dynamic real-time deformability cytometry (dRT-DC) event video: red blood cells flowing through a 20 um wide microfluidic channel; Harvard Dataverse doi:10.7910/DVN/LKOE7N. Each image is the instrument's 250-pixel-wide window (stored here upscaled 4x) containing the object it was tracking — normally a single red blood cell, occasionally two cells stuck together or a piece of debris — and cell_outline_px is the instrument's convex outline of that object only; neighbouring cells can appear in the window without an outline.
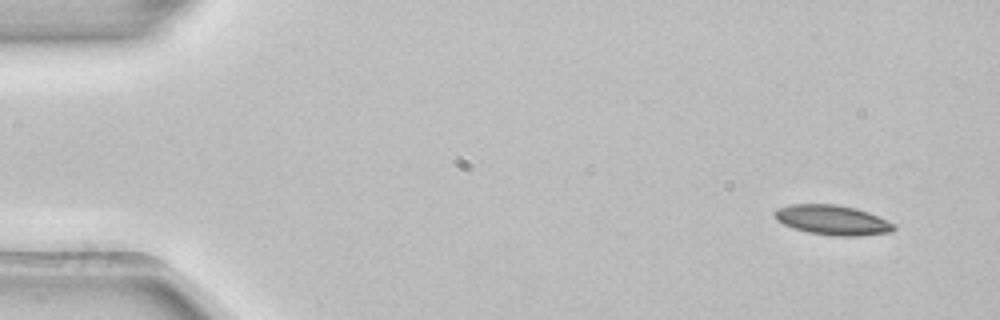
{"species": "common noctule bat (a hibernating species)", "species_latin": "Nyctalus noctula", "temperature_condition": "room temperature", "stored_images_in_passage": 4, "camera_frame_rate_fps": 3000, "um_per_image_px": 0.085, "animal": {"sex": "female", "body_mass_g": 22.7, "forearm_length_mm": 54.2}, "frame": {"image": 1, "passage_image": 1, "time_ms": 0.0, "image_size_px": [1000, 320], "cell_outline_px": [[896, 228], [892, 232], [860, 236], [836, 236], [808, 232], [792, 228], [776, 220], [772, 216], [772, 212], [776, 208], [788, 204], [836, 204], [856, 208], [868, 212], [896, 224]], "centroid_in_image_um": [70.73, 18.7], "position_along_channel_um": 14.3, "area_um2": 21.04}}
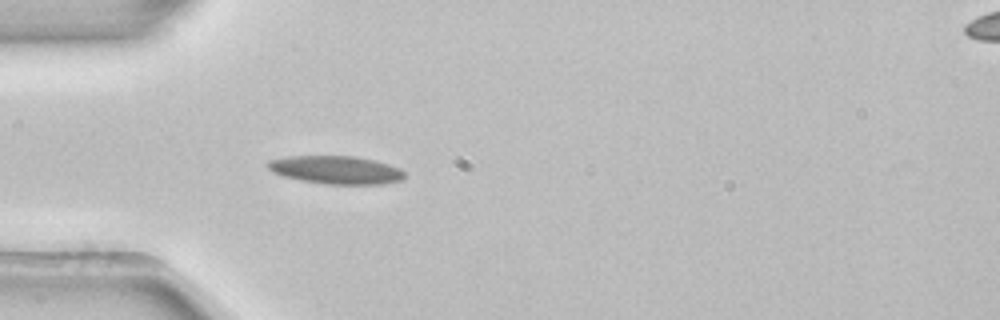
{"frame": {"image": 2, "passage_image": 4, "time_ms": 1.0, "image_size_px": [1000, 320], "cell_outline_px": [[404, 180], [384, 184], [328, 184], [300, 180], [284, 176], [272, 172], [264, 164], [268, 160], [288, 156], [356, 156], [388, 164], [400, 168], [404, 172]], "centroid_in_image_um": [28.54, 14.44], "position_along_channel_um": 56.5, "area_um2": 22.48}}